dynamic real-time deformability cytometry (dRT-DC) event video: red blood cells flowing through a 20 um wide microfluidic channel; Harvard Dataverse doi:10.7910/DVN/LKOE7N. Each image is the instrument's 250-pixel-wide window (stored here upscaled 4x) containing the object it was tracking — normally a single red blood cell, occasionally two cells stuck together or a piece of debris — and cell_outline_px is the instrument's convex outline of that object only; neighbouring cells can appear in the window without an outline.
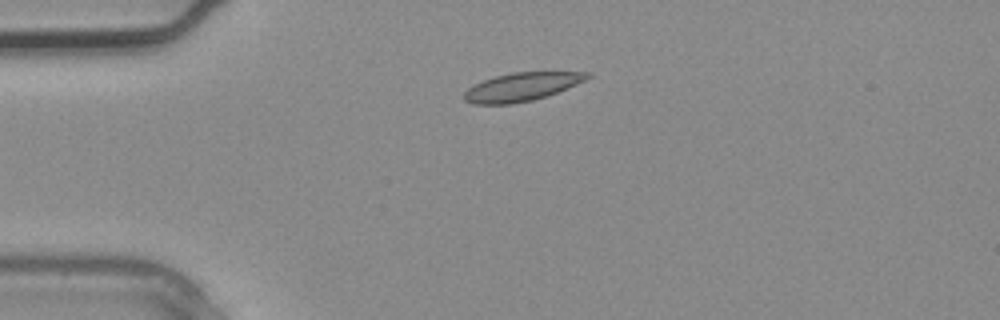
{"species": "common noctule bat (a hibernating species)", "species_latin": "Nyctalus noctula", "temperature_condition": "warm", "stored_images_in_passage": 3, "camera_frame_rate_fps": 3000, "um_per_image_px": 0.085, "animal": {"sex": "male", "body_mass_g": 20.4}, "frame": {"image": 1, "passage_image": 2, "time_ms": 0.333, "image_size_px": [1000, 320], "cell_outline_px": [[592, 76], [576, 84], [556, 92], [532, 100], [512, 104], [472, 104], [464, 100], [464, 92], [468, 88], [484, 80], [496, 76], [512, 72], [592, 72]], "centroid_in_image_um": [44.32, 7.38], "position_along_channel_um": 40.7, "area_um2": 20.06}}
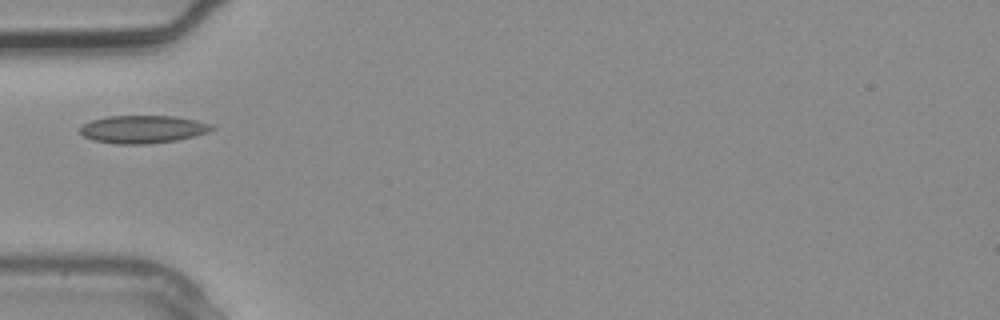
{"frame": {"image": 2, "passage_image": 3, "time_ms": 0.667, "image_size_px": [1000, 320], "cell_outline_px": [[216, 128], [208, 132], [176, 140], [148, 144], [116, 144], [92, 140], [84, 136], [80, 132], [80, 128], [84, 124], [92, 120], [108, 116], [176, 116], [216, 124]], "centroid_in_image_um": [12.18, 10.98], "position_along_channel_um": 72.8, "area_um2": 21.44}}